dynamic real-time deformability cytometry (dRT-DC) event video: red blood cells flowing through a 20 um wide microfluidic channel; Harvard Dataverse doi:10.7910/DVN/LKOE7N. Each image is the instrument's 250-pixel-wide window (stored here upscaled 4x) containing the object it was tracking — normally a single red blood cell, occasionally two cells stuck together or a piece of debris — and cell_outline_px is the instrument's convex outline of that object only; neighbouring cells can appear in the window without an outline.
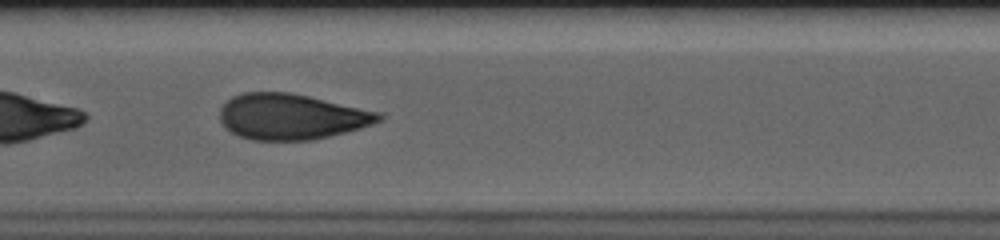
{"species": "human", "species_latin": "Homo sapiens", "temperature_condition": "cold", "stored_images_in_passage": 35, "camera_frame_rate_fps": 3000, "um_per_image_px": 0.085, "donor": {"sex": "male"}, "frame": {"image": 1, "passage_image": 11, "time_ms": 3.333, "image_size_px": [1000, 240], "cell_outline_px": [[384, 116], [380, 120], [372, 124], [360, 128], [312, 140], [252, 140], [240, 136], [224, 128], [220, 120], [220, 108], [232, 96], [244, 92], [292, 92], [380, 112]], "centroid_in_image_um": [24.74, 9.91], "position_along_channel_um": 182.7, "area_um2": 42.31}}
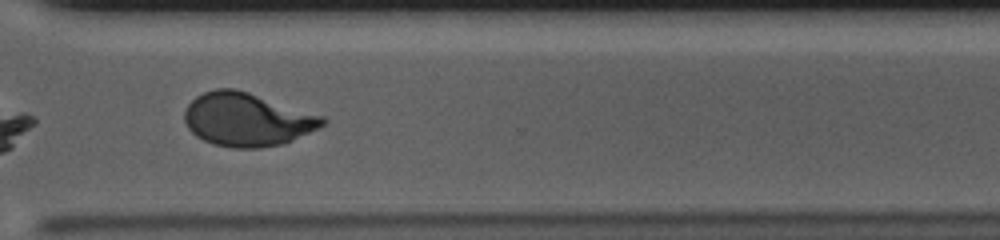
{"frame": {"image": 2, "passage_image": 25, "time_ms": 8.0, "image_size_px": [1000, 240], "cell_outline_px": [[328, 120], [324, 124], [284, 144], [260, 148], [232, 148], [212, 144], [196, 136], [188, 128], [184, 120], [184, 112], [188, 104], [196, 96], [204, 92], [216, 88], [236, 88], [324, 116]], "centroid_in_image_um": [20.97, 10.16], "position_along_channel_um": 349.6, "area_um2": 42.89}}